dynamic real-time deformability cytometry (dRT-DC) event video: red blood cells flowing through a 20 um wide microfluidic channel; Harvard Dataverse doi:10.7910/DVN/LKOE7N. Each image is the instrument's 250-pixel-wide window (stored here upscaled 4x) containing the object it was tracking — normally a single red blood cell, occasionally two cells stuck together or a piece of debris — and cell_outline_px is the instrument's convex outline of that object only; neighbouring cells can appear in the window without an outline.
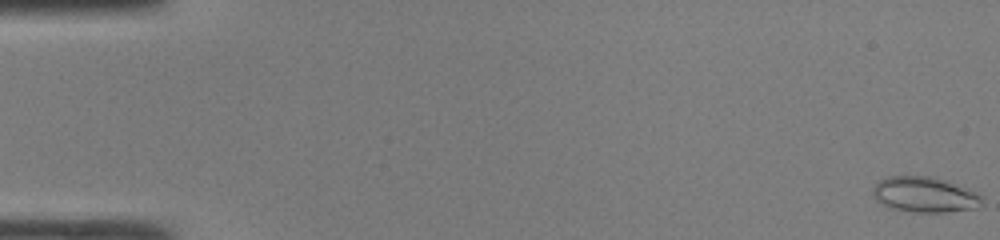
{"species": "common noctule bat (a hibernating species)", "species_latin": "Nyctalus noctula", "temperature_condition": "room temperature", "stored_images_in_passage": 48, "camera_frame_rate_fps": 3000, "um_per_image_px": 0.085, "animal": {"sex": "male", "body_mass_g": 19.0, "forearm_length_mm": 50.8}, "frame": {"image": 1, "passage_image": 1, "time_ms": 0.0, "image_size_px": [1000, 240], "cell_outline_px": [[984, 204], [976, 208], [944, 212], [916, 212], [888, 208], [876, 200], [872, 196], [872, 188], [880, 180], [888, 176], [932, 176], [984, 196]], "centroid_in_image_um": [78.56, 16.56], "position_along_channel_um": 6.4, "area_um2": 22.48}}
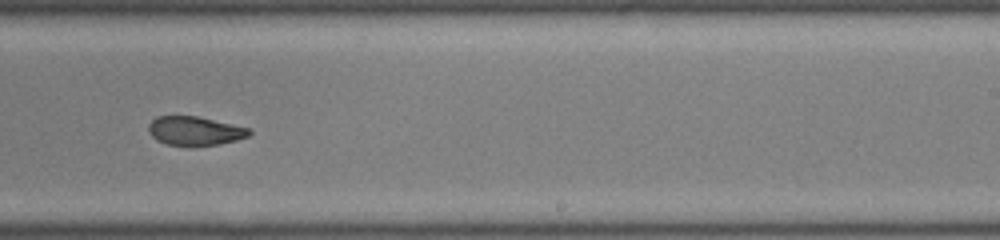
{"frame": {"image": 2, "passage_image": 31, "time_ms": 10.0, "image_size_px": [1000, 240], "cell_outline_px": [[252, 132], [248, 136], [236, 140], [220, 144], [192, 148], [188, 148], [168, 144], [156, 140], [148, 132], [148, 124], [156, 116], [196, 116], [248, 128]], "centroid_in_image_um": [16.52, 11.16], "position_along_channel_um": 272.5, "area_um2": 17.28}}
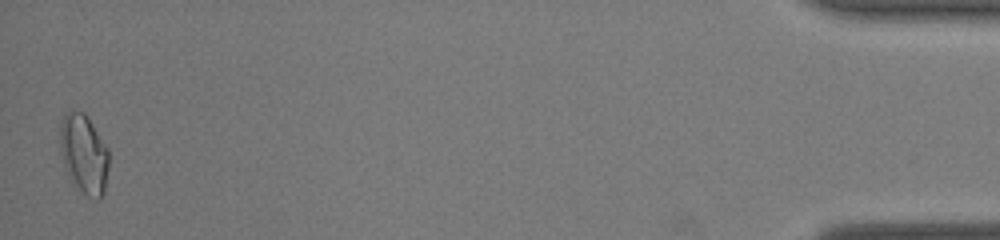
{"frame": {"image": 3, "passage_image": 48, "time_ms": 15.667, "image_size_px": [1000, 240], "cell_outline_px": [[108, 168], [104, 192], [100, 200], [96, 200], [80, 192], [72, 184], [64, 164], [60, 148], [60, 120], [64, 112], [72, 108], [84, 112], [108, 148]], "centroid_in_image_um": [7.11, 13.07], "position_along_channel_um": 428.1, "area_um2": 22.95}, "authors_computed_cell_mechanics": {"area_um2": 19.0451, "velocity_mm_per_s": 4.2997, "shape_relaxation_time_tau1_ms": 7.8182, "shape_relaxation_time_tau2_ms": 1.6256, "deformation_change_tau1": 0.2249, "deformation_change_tau2": 0.0694}}